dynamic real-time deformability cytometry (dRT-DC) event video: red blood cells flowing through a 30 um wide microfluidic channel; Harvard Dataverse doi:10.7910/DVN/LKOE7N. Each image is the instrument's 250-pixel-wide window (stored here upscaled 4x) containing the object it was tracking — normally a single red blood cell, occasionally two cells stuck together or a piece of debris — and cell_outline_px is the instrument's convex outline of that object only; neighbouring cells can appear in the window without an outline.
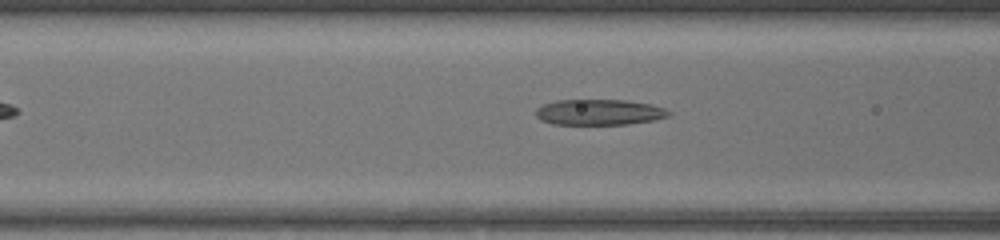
{"species": "common noctule bat (a hibernating species)", "species_latin": "Nyctalus noctula", "temperature_condition": "warm", "stored_images_in_passage": 36, "camera_frame_rate_fps": 3000, "um_per_image_px": 0.085, "animal": {"sex": "female", "body_mass_g": 17.0, "forearm_length_mm": 48.0}, "frame": {"image": 1, "passage_image": 8, "time_ms": 2.333, "image_size_px": [1000, 240], "cell_outline_px": [[672, 112], [668, 116], [656, 120], [628, 124], [552, 124], [540, 120], [536, 116], [536, 108], [544, 104], [556, 100], [628, 100], [652, 104], [664, 108]], "centroid_in_image_um": [50.95, 9.53], "position_along_channel_um": 115.7, "area_um2": 20.06}}
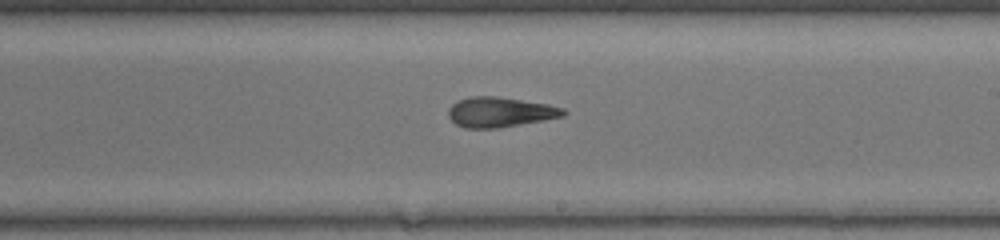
{"frame": {"image": 2, "passage_image": 17, "time_ms": 5.333, "image_size_px": [1000, 240], "cell_outline_px": [[568, 112], [564, 116], [520, 124], [496, 128], [464, 128], [456, 124], [448, 116], [448, 108], [456, 100], [472, 96], [496, 96], [548, 104], [564, 108]], "centroid_in_image_um": [42.48, 9.52], "position_along_channel_um": 246.5, "area_um2": 20.11}}
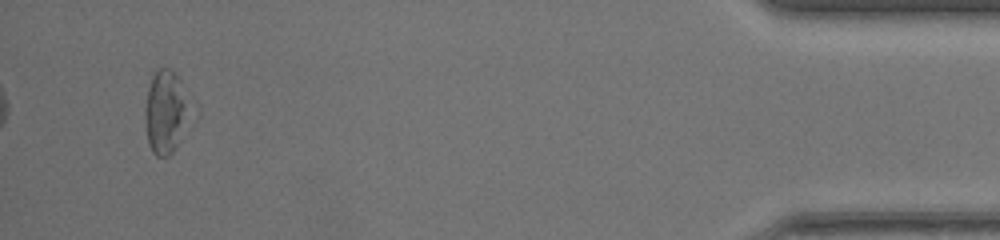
{"frame": {"image": 3, "passage_image": 34, "time_ms": 11.0, "image_size_px": [1000, 240], "cell_outline_px": [[188, 112], [176, 144], [172, 152], [168, 156], [156, 156], [152, 152], [148, 144], [144, 120], [144, 108], [148, 88], [152, 76], [160, 68], [172, 68], [180, 80]], "centroid_in_image_um": [13.98, 9.5], "position_along_channel_um": 421.2, "area_um2": 20.81}, "authors_computed_cell_mechanics": {"area_um2": 20.2878, "velocity_mm_per_s": 4.3599, "shape_relaxation_time_tau1_ms": 6.1363, "shape_relaxation_time_tau2_ms": 2.6573, "deformation_change_tau1": 0.2241, "deformation_change_tau2": 0.1436}}